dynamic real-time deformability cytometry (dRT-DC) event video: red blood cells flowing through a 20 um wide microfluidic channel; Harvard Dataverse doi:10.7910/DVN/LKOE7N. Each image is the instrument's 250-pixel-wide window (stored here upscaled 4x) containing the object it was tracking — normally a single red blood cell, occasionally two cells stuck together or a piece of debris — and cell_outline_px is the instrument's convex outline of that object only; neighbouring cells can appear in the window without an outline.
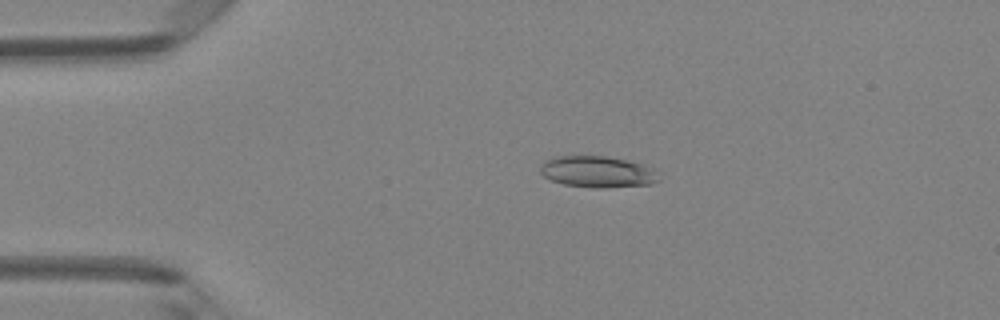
{"species": "Egyptian fruit bat (a non-hibernating species)", "species_latin": "Rousettus aegyptiacus", "temperature_condition": "room temperature", "stored_images_in_passage": 49, "camera_frame_rate_fps": 3000, "um_per_image_px": 0.085, "animal": {"sex": "female"}, "frame": {"image": 1, "passage_image": 11, "time_ms": 3.333, "image_size_px": [1000, 320], "cell_outline_px": [[660, 180], [652, 184], [608, 188], [596, 188], [564, 184], [552, 180], [544, 176], [540, 172], [540, 164], [552, 156], [604, 156], [644, 164]], "centroid_in_image_um": [50.72, 14.61], "position_along_channel_um": 34.3, "area_um2": 21.44}}
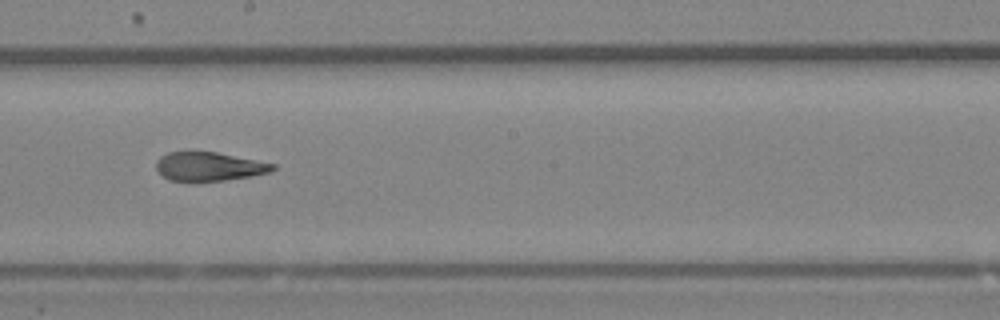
{"frame": {"image": 2, "passage_image": 28, "time_ms": 9.0, "image_size_px": [1000, 320], "cell_outline_px": [[276, 168], [268, 172], [248, 176], [224, 180], [168, 180], [156, 168], [156, 160], [160, 156], [168, 152], [216, 152], [276, 164]], "centroid_in_image_um": [17.75, 14.13], "position_along_channel_um": 230.4, "area_um2": 19.07}}
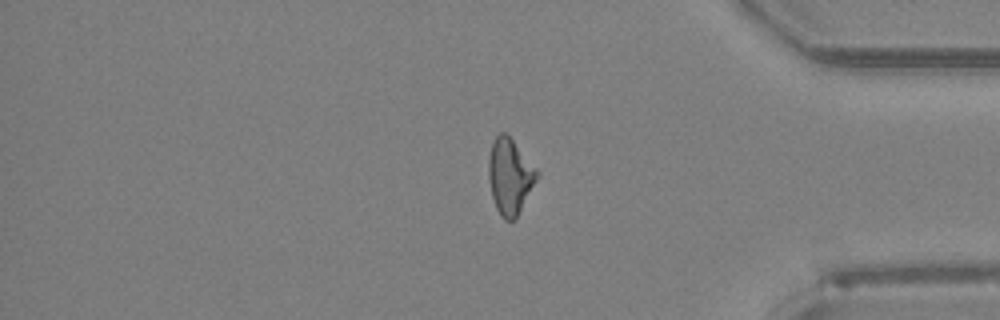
{"frame": {"image": 3, "passage_image": 41, "time_ms": 13.333, "image_size_px": [1000, 320], "cell_outline_px": [[540, 176], [516, 216], [512, 220], [504, 220], [500, 216], [496, 208], [492, 196], [488, 180], [488, 156], [492, 140], [500, 132], [508, 132], [540, 172]], "centroid_in_image_um": [43.34, 14.91], "position_along_channel_um": 391.9, "area_um2": 21.79}, "authors_computed_cell_mechanics": {"area_um2": 21.4438, "velocity_mm_per_s": 4.2291, "shape_relaxation_time_tau1_ms": null, "shape_relaxation_time_tau2_ms": 2.4764, "deformation_change_tau1": null, "deformation_change_tau2": 0.0986}}